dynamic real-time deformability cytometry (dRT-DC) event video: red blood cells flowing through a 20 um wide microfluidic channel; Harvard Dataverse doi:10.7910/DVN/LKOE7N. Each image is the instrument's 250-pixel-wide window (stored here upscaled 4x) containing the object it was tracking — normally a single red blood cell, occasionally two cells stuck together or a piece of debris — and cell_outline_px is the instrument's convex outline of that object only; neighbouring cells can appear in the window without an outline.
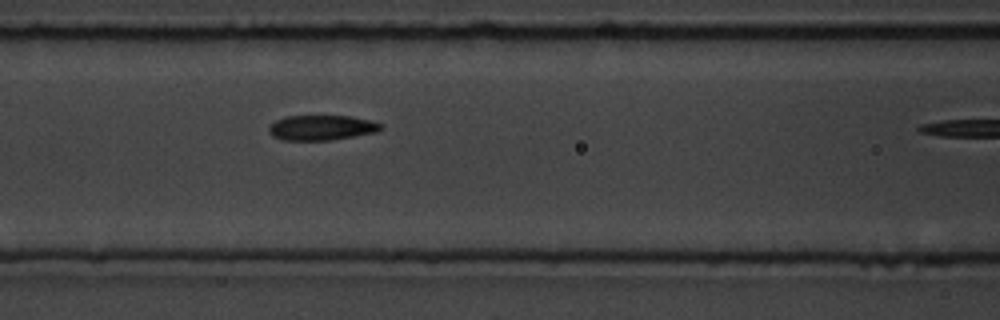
{"species": "common noctule bat (a hibernating species)", "species_latin": "Nyctalus noctula", "temperature_condition": "room temperature", "stored_images_in_passage": 6, "segment_of_instrument_passage": [1, 2], "camera_frame_rate_fps": 3000, "um_per_image_px": 0.085, "animal": {"sex": "male", "body_mass_g": 19.5, "forearm_length_mm": 54.6}, "frame": {"image": 1, "passage_image": 5, "time_ms": 5.333, "image_size_px": [1000, 320], "cell_outline_px": [[384, 128], [376, 132], [328, 140], [284, 140], [272, 136], [268, 132], [268, 128], [276, 120], [288, 116], [352, 116], [372, 120], [384, 124]], "centroid_in_image_um": [27.37, 10.84], "position_along_channel_um": 139.2, "area_um2": 16.36}}